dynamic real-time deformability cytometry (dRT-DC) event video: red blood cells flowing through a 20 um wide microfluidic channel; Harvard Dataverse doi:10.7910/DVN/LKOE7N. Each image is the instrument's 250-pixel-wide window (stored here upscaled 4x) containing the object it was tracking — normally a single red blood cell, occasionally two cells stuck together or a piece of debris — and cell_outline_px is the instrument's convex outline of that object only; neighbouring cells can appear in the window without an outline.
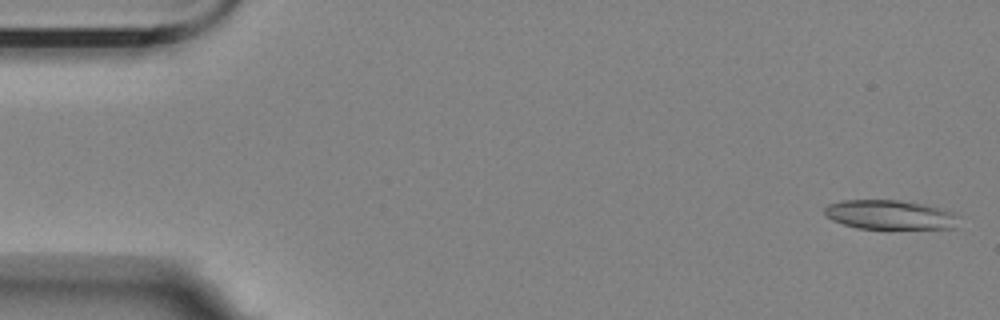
{"species": "Egyptian fruit bat (a non-hibernating species)", "species_latin": "Rousettus aegyptiacus", "temperature_condition": "room temperature", "stored_images_in_passage": 4, "camera_frame_rate_fps": 3000, "um_per_image_px": 0.085, "animal": {"sex": "female"}, "frame": {"image": 1, "passage_image": 1, "time_ms": 0.0, "image_size_px": [1000, 320], "cell_outline_px": [[956, 216], [952, 228], [888, 232], [856, 228], [832, 220], [824, 212], [824, 208], [828, 204], [840, 200], [900, 200], [924, 204], [952, 212]], "centroid_in_image_um": [75.59, 18.31], "position_along_channel_um": 9.4, "area_um2": 23.81}}
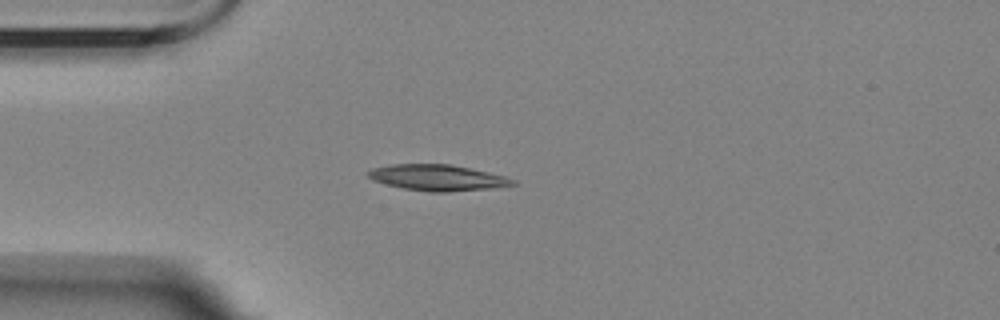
{"frame": {"image": 2, "passage_image": 4, "time_ms": 4.333, "image_size_px": [1000, 320], "cell_outline_px": [[516, 184], [492, 188], [448, 192], [428, 192], [404, 188], [372, 180], [364, 172], [372, 168], [392, 164], [448, 164], [468, 168], [504, 176], [516, 180]], "centroid_in_image_um": [37.15, 15.1], "position_along_channel_um": 47.9, "area_um2": 21.73}}